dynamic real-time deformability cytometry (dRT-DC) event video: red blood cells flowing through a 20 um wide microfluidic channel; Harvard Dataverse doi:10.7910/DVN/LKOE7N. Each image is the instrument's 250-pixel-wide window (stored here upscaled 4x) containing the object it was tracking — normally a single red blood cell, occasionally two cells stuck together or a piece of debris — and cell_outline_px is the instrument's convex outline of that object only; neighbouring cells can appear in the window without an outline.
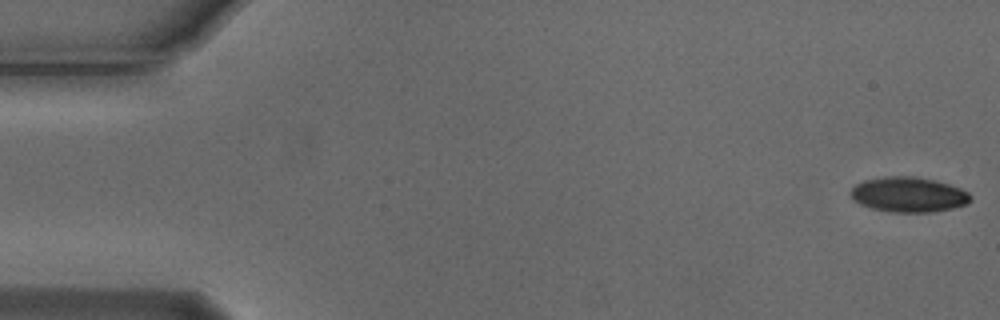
{"species": "Egyptian fruit bat (a non-hibernating species)", "species_latin": "Rousettus aegyptiacus", "temperature_condition": "cold", "stored_images_in_passage": 11, "camera_frame_rate_fps": 3000, "um_per_image_px": 0.085, "animal": {"sex": "male"}, "frame": {"image": 1, "passage_image": 1, "time_ms": 0.0, "image_size_px": [1000, 320], "cell_outline_px": [[972, 200], [968, 204], [952, 208], [932, 212], [892, 212], [872, 208], [860, 204], [852, 200], [848, 192], [856, 184], [864, 180], [884, 176], [916, 176], [948, 184], [960, 188], [968, 192], [972, 196]], "centroid_in_image_um": [77.21, 16.54], "position_along_channel_um": 7.8, "area_um2": 24.68}}